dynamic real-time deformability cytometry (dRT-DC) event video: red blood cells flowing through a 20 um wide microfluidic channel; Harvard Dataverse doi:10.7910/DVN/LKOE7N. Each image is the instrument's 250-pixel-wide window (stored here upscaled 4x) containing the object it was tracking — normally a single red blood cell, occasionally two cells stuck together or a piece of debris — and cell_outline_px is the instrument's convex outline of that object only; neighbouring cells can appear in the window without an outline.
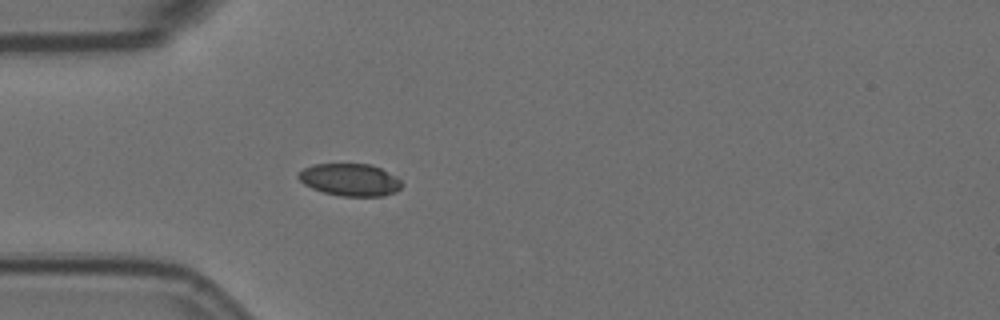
{"species": "Egyptian fruit bat (a non-hibernating species)", "species_latin": "Rousettus aegyptiacus", "temperature_condition": "room temperature", "stored_images_in_passage": 1, "camera_frame_rate_fps": 3000, "um_per_image_px": 0.085, "animal": {"sex": "female"}, "frame": {"image": 1, "passage_image": 1, "time_ms": 0.0, "image_size_px": [1000, 320], "cell_outline_px": [[404, 184], [396, 192], [384, 196], [340, 196], [324, 192], [312, 188], [304, 184], [296, 176], [296, 172], [312, 164], [368, 164], [380, 168], [396, 176]], "centroid_in_image_um": [29.74, 15.28], "position_along_channel_um": 55.3, "area_um2": 19.59}}